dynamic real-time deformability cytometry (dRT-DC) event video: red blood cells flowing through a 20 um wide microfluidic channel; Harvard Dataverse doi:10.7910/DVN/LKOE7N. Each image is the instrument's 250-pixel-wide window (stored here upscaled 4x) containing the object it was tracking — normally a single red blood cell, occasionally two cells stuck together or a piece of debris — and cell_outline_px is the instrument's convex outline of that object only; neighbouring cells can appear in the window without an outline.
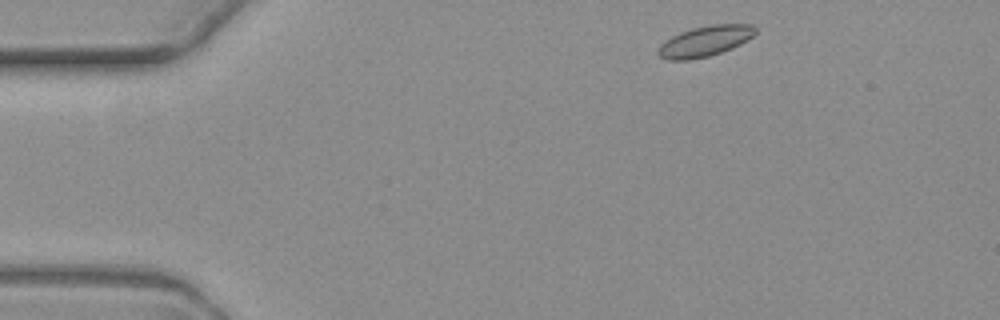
{"species": "common noctule bat (a hibernating species)", "species_latin": "Nyctalus noctula", "temperature_condition": "warm", "stored_images_in_passage": 3, "camera_frame_rate_fps": 3000, "um_per_image_px": 0.085, "animal": {"sex": "female", "body_mass_g": 19.3, "forearm_length_mm": 54.1}, "frame": {"image": 1, "passage_image": 1, "time_ms": 0.0, "image_size_px": [1000, 320], "cell_outline_px": [[756, 32], [752, 36], [740, 44], [732, 48], [708, 56], [688, 60], [668, 60], [660, 56], [656, 52], [660, 44], [672, 36], [680, 32], [692, 28], [712, 24], [752, 24], [756, 28]], "centroid_in_image_um": [59.91, 3.49], "position_along_channel_um": 25.1, "area_um2": 17.22}}